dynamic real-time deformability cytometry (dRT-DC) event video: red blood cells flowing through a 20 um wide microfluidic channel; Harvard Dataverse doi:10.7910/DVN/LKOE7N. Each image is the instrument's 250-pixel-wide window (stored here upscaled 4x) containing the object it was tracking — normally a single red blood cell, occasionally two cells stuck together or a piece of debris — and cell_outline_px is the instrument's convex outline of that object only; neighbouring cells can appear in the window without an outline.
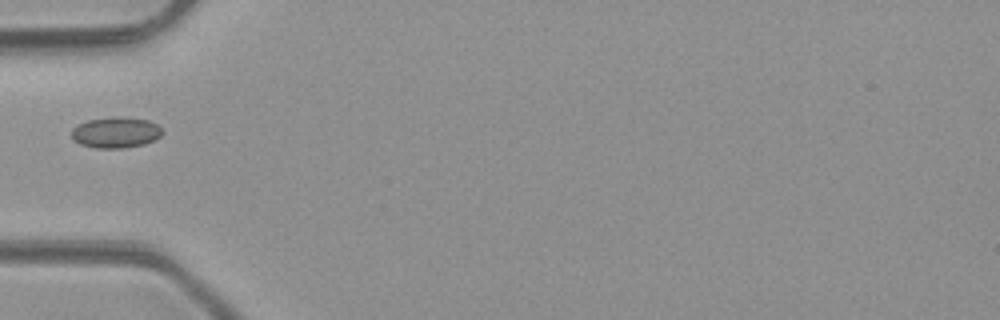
{"species": "common noctule bat (a hibernating species)", "species_latin": "Nyctalus noctula", "temperature_condition": "room temperature", "stored_images_in_passage": 4, "camera_frame_rate_fps": 3000, "um_per_image_px": 0.085, "animal": {"sex": "male", "body_mass_g": 23.1, "forearm_length_mm": 52.7}, "frame": {"image": 1, "passage_image": 3, "time_ms": 3.333, "image_size_px": [1000, 320], "cell_outline_px": [[164, 132], [160, 136], [144, 144], [124, 148], [96, 148], [80, 144], [72, 140], [72, 128], [76, 124], [88, 120], [116, 116], [148, 120], [156, 124]], "centroid_in_image_um": [9.8, 11.26], "position_along_channel_um": 75.2, "area_um2": 16.36}}
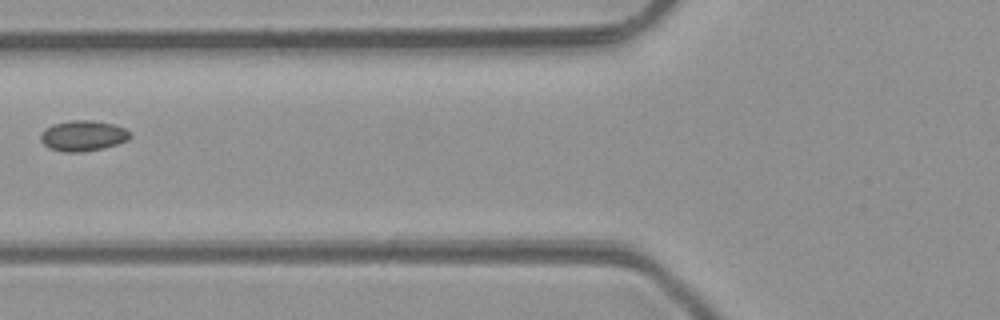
{"frame": {"image": 2, "passage_image": 4, "time_ms": 4.333, "image_size_px": [1000, 320], "cell_outline_px": [[132, 136], [128, 140], [104, 148], [80, 152], [64, 152], [48, 148], [40, 140], [40, 136], [52, 124], [72, 120], [92, 120], [112, 124], [124, 128], [132, 132]], "centroid_in_image_um": [7.09, 11.54], "position_along_channel_um": 118.7, "area_um2": 15.9}}